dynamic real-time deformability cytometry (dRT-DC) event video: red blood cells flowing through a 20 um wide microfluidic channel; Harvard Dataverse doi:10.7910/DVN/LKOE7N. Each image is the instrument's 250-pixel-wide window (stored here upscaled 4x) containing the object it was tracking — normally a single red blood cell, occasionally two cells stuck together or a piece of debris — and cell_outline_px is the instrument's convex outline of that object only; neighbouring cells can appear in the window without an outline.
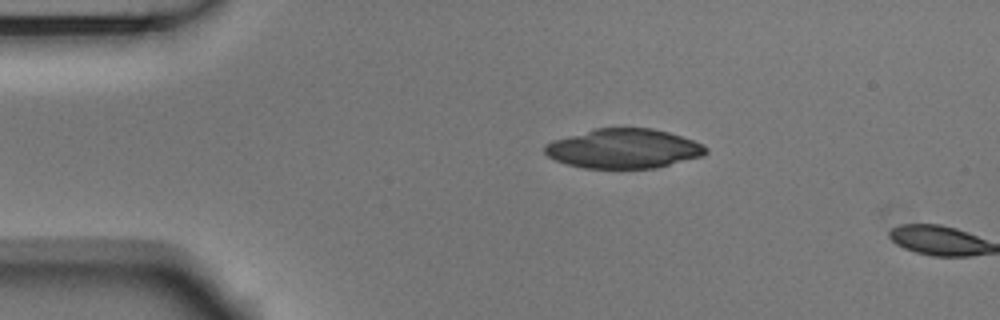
{"species": "Egyptian fruit bat (a non-hibernating species)", "species_latin": "Rousettus aegyptiacus", "temperature_condition": "room temperature", "stored_images_in_passage": 4, "camera_frame_rate_fps": 3000, "um_per_image_px": 0.085, "animal": {"sex": "male"}, "frame": {"image": 1, "passage_image": 3, "time_ms": 0.667, "image_size_px": [1000, 320], "cell_outline_px": [[708, 152], [704, 156], [656, 168], [584, 168], [568, 164], [556, 160], [548, 156], [544, 152], [544, 144], [552, 140], [596, 128], [652, 128], [668, 132], [704, 144], [708, 148]], "centroid_in_image_um": [53.03, 12.63], "position_along_channel_um": 32.0, "area_um2": 37.11}}